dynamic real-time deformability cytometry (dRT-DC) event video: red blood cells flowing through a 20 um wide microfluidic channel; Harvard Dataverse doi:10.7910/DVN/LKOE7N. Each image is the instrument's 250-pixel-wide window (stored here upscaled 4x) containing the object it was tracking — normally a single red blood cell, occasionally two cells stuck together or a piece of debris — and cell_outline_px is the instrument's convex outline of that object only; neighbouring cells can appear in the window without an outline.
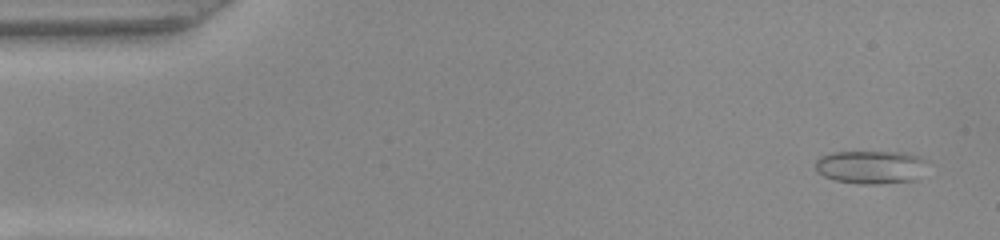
{"species": "common noctule bat (a hibernating species)", "species_latin": "Nyctalus noctula", "temperature_condition": "warm", "stored_images_in_passage": 51, "camera_frame_rate_fps": 3000, "um_per_image_px": 0.085, "animal": {"sex": "female", "body_mass_g": 22.0, "forearm_length_mm": 56.7}, "frame": {"image": 1, "passage_image": 3, "time_ms": 0.667, "image_size_px": [1000, 240], "cell_outline_px": [[928, 160], [920, 180], [880, 184], [860, 184], [836, 180], [824, 176], [816, 172], [816, 160], [820, 156], [832, 152], [908, 152], [920, 156]], "centroid_in_image_um": [74.09, 14.2], "position_along_channel_um": 10.9, "area_um2": 22.2}}
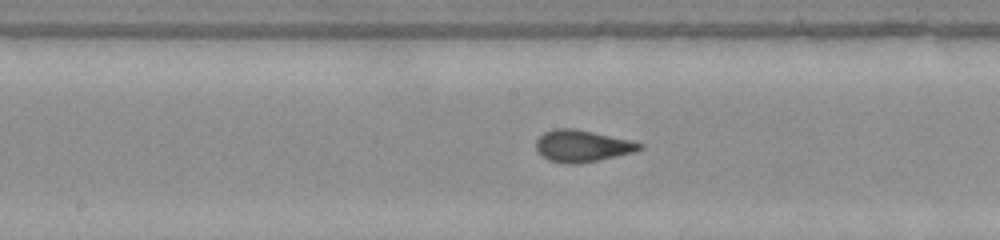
{"frame": {"image": 2, "passage_image": 26, "time_ms": 8.333, "image_size_px": [1000, 240], "cell_outline_px": [[644, 148], [632, 152], [600, 160], [580, 164], [568, 164], [548, 160], [540, 156], [536, 148], [536, 140], [544, 132], [552, 128], [576, 128], [632, 140], [644, 144]], "centroid_in_image_um": [49.48, 12.4], "position_along_channel_um": 198.7, "area_um2": 19.54}}
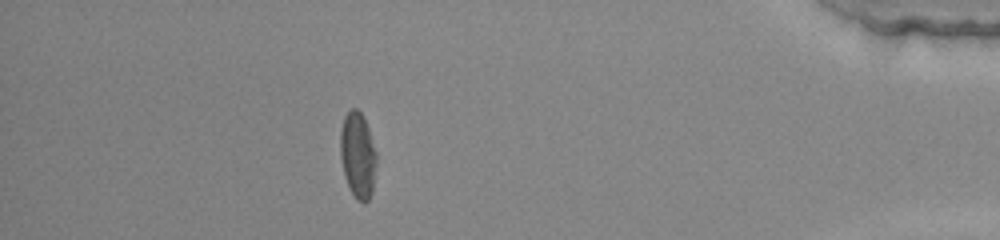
{"frame": {"image": 3, "passage_image": 45, "time_ms": 14.667, "image_size_px": [1000, 240], "cell_outline_px": [[376, 164], [372, 192], [368, 200], [364, 204], [356, 200], [348, 188], [344, 176], [340, 156], [340, 132], [344, 116], [352, 108], [356, 108], [364, 116], [376, 152]], "centroid_in_image_um": [30.4, 13.22], "position_along_channel_um": 404.8, "area_um2": 18.32}, "authors_computed_cell_mechanics": {"area_um2": 19.0162, "velocity_mm_per_s": 4.0406, "shape_relaxation_time_tau1_ms": 9.6531, "shape_relaxation_time_tau2_ms": null, "deformation_change_tau1": 0.2686, "deformation_change_tau2": null}}